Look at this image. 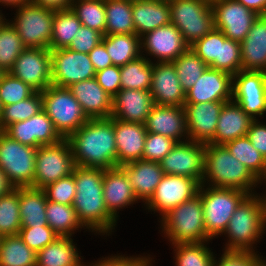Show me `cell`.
<instances>
[{"label": "cell", "instance_id": "1", "mask_svg": "<svg viewBox=\"0 0 266 266\" xmlns=\"http://www.w3.org/2000/svg\"><path fill=\"white\" fill-rule=\"evenodd\" d=\"M67 140L76 166L103 170L118 167L114 118L89 119Z\"/></svg>", "mask_w": 266, "mask_h": 266}, {"label": "cell", "instance_id": "2", "mask_svg": "<svg viewBox=\"0 0 266 266\" xmlns=\"http://www.w3.org/2000/svg\"><path fill=\"white\" fill-rule=\"evenodd\" d=\"M103 177V169L76 166V194L72 206L82 226L107 233L114 226L116 219L107 210L104 201Z\"/></svg>", "mask_w": 266, "mask_h": 266}, {"label": "cell", "instance_id": "3", "mask_svg": "<svg viewBox=\"0 0 266 266\" xmlns=\"http://www.w3.org/2000/svg\"><path fill=\"white\" fill-rule=\"evenodd\" d=\"M204 175L217 188H233L249 193L258 180L224 145L205 144Z\"/></svg>", "mask_w": 266, "mask_h": 266}, {"label": "cell", "instance_id": "4", "mask_svg": "<svg viewBox=\"0 0 266 266\" xmlns=\"http://www.w3.org/2000/svg\"><path fill=\"white\" fill-rule=\"evenodd\" d=\"M41 95L42 109L63 139H67L89 120L68 87L51 84Z\"/></svg>", "mask_w": 266, "mask_h": 266}, {"label": "cell", "instance_id": "5", "mask_svg": "<svg viewBox=\"0 0 266 266\" xmlns=\"http://www.w3.org/2000/svg\"><path fill=\"white\" fill-rule=\"evenodd\" d=\"M166 234L173 244L198 243L208 240L199 194L172 208L163 217Z\"/></svg>", "mask_w": 266, "mask_h": 266}, {"label": "cell", "instance_id": "6", "mask_svg": "<svg viewBox=\"0 0 266 266\" xmlns=\"http://www.w3.org/2000/svg\"><path fill=\"white\" fill-rule=\"evenodd\" d=\"M207 189L203 192L201 184L198 194L203 206L205 230L210 239L225 232L235 209L249 193L233 188L211 187Z\"/></svg>", "mask_w": 266, "mask_h": 266}, {"label": "cell", "instance_id": "7", "mask_svg": "<svg viewBox=\"0 0 266 266\" xmlns=\"http://www.w3.org/2000/svg\"><path fill=\"white\" fill-rule=\"evenodd\" d=\"M169 5L171 23L189 46L215 28L211 1L173 0Z\"/></svg>", "mask_w": 266, "mask_h": 266}, {"label": "cell", "instance_id": "8", "mask_svg": "<svg viewBox=\"0 0 266 266\" xmlns=\"http://www.w3.org/2000/svg\"><path fill=\"white\" fill-rule=\"evenodd\" d=\"M264 227L261 200L250 194L235 209L228 222L225 231L231 242L227 250L250 251V245L257 240Z\"/></svg>", "mask_w": 266, "mask_h": 266}, {"label": "cell", "instance_id": "9", "mask_svg": "<svg viewBox=\"0 0 266 266\" xmlns=\"http://www.w3.org/2000/svg\"><path fill=\"white\" fill-rule=\"evenodd\" d=\"M37 148L23 145L0 131V168L13 188L31 187Z\"/></svg>", "mask_w": 266, "mask_h": 266}, {"label": "cell", "instance_id": "10", "mask_svg": "<svg viewBox=\"0 0 266 266\" xmlns=\"http://www.w3.org/2000/svg\"><path fill=\"white\" fill-rule=\"evenodd\" d=\"M35 176L32 188L43 189L73 173L76 167L70 143L67 139L53 145H41L35 158Z\"/></svg>", "mask_w": 266, "mask_h": 266}, {"label": "cell", "instance_id": "11", "mask_svg": "<svg viewBox=\"0 0 266 266\" xmlns=\"http://www.w3.org/2000/svg\"><path fill=\"white\" fill-rule=\"evenodd\" d=\"M12 25L26 47L49 49L54 10L28 2L18 9Z\"/></svg>", "mask_w": 266, "mask_h": 266}, {"label": "cell", "instance_id": "12", "mask_svg": "<svg viewBox=\"0 0 266 266\" xmlns=\"http://www.w3.org/2000/svg\"><path fill=\"white\" fill-rule=\"evenodd\" d=\"M214 27L234 41L242 42L259 16L236 0H212Z\"/></svg>", "mask_w": 266, "mask_h": 266}, {"label": "cell", "instance_id": "13", "mask_svg": "<svg viewBox=\"0 0 266 266\" xmlns=\"http://www.w3.org/2000/svg\"><path fill=\"white\" fill-rule=\"evenodd\" d=\"M95 73L89 54L74 52L68 48L51 50L53 85L69 87L76 82L94 78Z\"/></svg>", "mask_w": 266, "mask_h": 266}, {"label": "cell", "instance_id": "14", "mask_svg": "<svg viewBox=\"0 0 266 266\" xmlns=\"http://www.w3.org/2000/svg\"><path fill=\"white\" fill-rule=\"evenodd\" d=\"M9 73L28 84L36 92H42L52 84L51 50L26 47Z\"/></svg>", "mask_w": 266, "mask_h": 266}, {"label": "cell", "instance_id": "15", "mask_svg": "<svg viewBox=\"0 0 266 266\" xmlns=\"http://www.w3.org/2000/svg\"><path fill=\"white\" fill-rule=\"evenodd\" d=\"M204 161L205 144L191 141L177 142L159 163L164 174L186 176L203 184Z\"/></svg>", "mask_w": 266, "mask_h": 266}, {"label": "cell", "instance_id": "16", "mask_svg": "<svg viewBox=\"0 0 266 266\" xmlns=\"http://www.w3.org/2000/svg\"><path fill=\"white\" fill-rule=\"evenodd\" d=\"M232 98L253 119L266 111V72L241 70L233 76Z\"/></svg>", "mask_w": 266, "mask_h": 266}, {"label": "cell", "instance_id": "17", "mask_svg": "<svg viewBox=\"0 0 266 266\" xmlns=\"http://www.w3.org/2000/svg\"><path fill=\"white\" fill-rule=\"evenodd\" d=\"M200 185L193 178L164 174L147 204L151 209L161 211L164 216L172 208L197 195Z\"/></svg>", "mask_w": 266, "mask_h": 266}, {"label": "cell", "instance_id": "18", "mask_svg": "<svg viewBox=\"0 0 266 266\" xmlns=\"http://www.w3.org/2000/svg\"><path fill=\"white\" fill-rule=\"evenodd\" d=\"M3 132L21 144L35 148L53 145L63 139L43 110L29 119L12 123Z\"/></svg>", "mask_w": 266, "mask_h": 266}, {"label": "cell", "instance_id": "19", "mask_svg": "<svg viewBox=\"0 0 266 266\" xmlns=\"http://www.w3.org/2000/svg\"><path fill=\"white\" fill-rule=\"evenodd\" d=\"M233 76L208 67L185 92V103L227 102L232 100Z\"/></svg>", "mask_w": 266, "mask_h": 266}, {"label": "cell", "instance_id": "20", "mask_svg": "<svg viewBox=\"0 0 266 266\" xmlns=\"http://www.w3.org/2000/svg\"><path fill=\"white\" fill-rule=\"evenodd\" d=\"M225 102L185 103L187 133L192 141L209 144L217 129L220 111Z\"/></svg>", "mask_w": 266, "mask_h": 266}, {"label": "cell", "instance_id": "21", "mask_svg": "<svg viewBox=\"0 0 266 266\" xmlns=\"http://www.w3.org/2000/svg\"><path fill=\"white\" fill-rule=\"evenodd\" d=\"M149 91L156 105L184 107L185 91L177 77L173 62L152 64V77Z\"/></svg>", "mask_w": 266, "mask_h": 266}, {"label": "cell", "instance_id": "22", "mask_svg": "<svg viewBox=\"0 0 266 266\" xmlns=\"http://www.w3.org/2000/svg\"><path fill=\"white\" fill-rule=\"evenodd\" d=\"M154 106L149 90L120 89L113 97L111 118L144 124Z\"/></svg>", "mask_w": 266, "mask_h": 266}, {"label": "cell", "instance_id": "23", "mask_svg": "<svg viewBox=\"0 0 266 266\" xmlns=\"http://www.w3.org/2000/svg\"><path fill=\"white\" fill-rule=\"evenodd\" d=\"M68 88L81 105L88 119L109 118L111 116L113 97L98 84L95 77L76 82Z\"/></svg>", "mask_w": 266, "mask_h": 266}, {"label": "cell", "instance_id": "24", "mask_svg": "<svg viewBox=\"0 0 266 266\" xmlns=\"http://www.w3.org/2000/svg\"><path fill=\"white\" fill-rule=\"evenodd\" d=\"M144 37L143 47L160 62H173L190 47L172 23L149 31Z\"/></svg>", "mask_w": 266, "mask_h": 266}, {"label": "cell", "instance_id": "25", "mask_svg": "<svg viewBox=\"0 0 266 266\" xmlns=\"http://www.w3.org/2000/svg\"><path fill=\"white\" fill-rule=\"evenodd\" d=\"M117 166L142 160L147 131L144 124L114 119Z\"/></svg>", "mask_w": 266, "mask_h": 266}, {"label": "cell", "instance_id": "26", "mask_svg": "<svg viewBox=\"0 0 266 266\" xmlns=\"http://www.w3.org/2000/svg\"><path fill=\"white\" fill-rule=\"evenodd\" d=\"M254 120L237 102L231 100L225 102L219 114L214 139L210 143L225 145L234 139L246 136Z\"/></svg>", "mask_w": 266, "mask_h": 266}, {"label": "cell", "instance_id": "27", "mask_svg": "<svg viewBox=\"0 0 266 266\" xmlns=\"http://www.w3.org/2000/svg\"><path fill=\"white\" fill-rule=\"evenodd\" d=\"M144 125L147 132L167 136L177 142H182L178 138L184 131L187 134L184 107L154 104Z\"/></svg>", "mask_w": 266, "mask_h": 266}, {"label": "cell", "instance_id": "28", "mask_svg": "<svg viewBox=\"0 0 266 266\" xmlns=\"http://www.w3.org/2000/svg\"><path fill=\"white\" fill-rule=\"evenodd\" d=\"M244 71L266 72V15H259L240 43Z\"/></svg>", "mask_w": 266, "mask_h": 266}, {"label": "cell", "instance_id": "29", "mask_svg": "<svg viewBox=\"0 0 266 266\" xmlns=\"http://www.w3.org/2000/svg\"><path fill=\"white\" fill-rule=\"evenodd\" d=\"M128 178L137 199L148 201L161 182L164 172L158 162L137 160L119 166Z\"/></svg>", "mask_w": 266, "mask_h": 266}, {"label": "cell", "instance_id": "30", "mask_svg": "<svg viewBox=\"0 0 266 266\" xmlns=\"http://www.w3.org/2000/svg\"><path fill=\"white\" fill-rule=\"evenodd\" d=\"M135 34H143L171 23L170 5L156 0H132ZM142 35V36H141Z\"/></svg>", "mask_w": 266, "mask_h": 266}, {"label": "cell", "instance_id": "31", "mask_svg": "<svg viewBox=\"0 0 266 266\" xmlns=\"http://www.w3.org/2000/svg\"><path fill=\"white\" fill-rule=\"evenodd\" d=\"M103 197L107 210L116 218V210L138 200L126 173L118 166L104 170Z\"/></svg>", "mask_w": 266, "mask_h": 266}, {"label": "cell", "instance_id": "32", "mask_svg": "<svg viewBox=\"0 0 266 266\" xmlns=\"http://www.w3.org/2000/svg\"><path fill=\"white\" fill-rule=\"evenodd\" d=\"M47 197L43 189L19 187V212L22 227L48 226Z\"/></svg>", "mask_w": 266, "mask_h": 266}, {"label": "cell", "instance_id": "33", "mask_svg": "<svg viewBox=\"0 0 266 266\" xmlns=\"http://www.w3.org/2000/svg\"><path fill=\"white\" fill-rule=\"evenodd\" d=\"M72 241L58 236L37 253L36 266H82Z\"/></svg>", "mask_w": 266, "mask_h": 266}, {"label": "cell", "instance_id": "34", "mask_svg": "<svg viewBox=\"0 0 266 266\" xmlns=\"http://www.w3.org/2000/svg\"><path fill=\"white\" fill-rule=\"evenodd\" d=\"M140 37L137 34L104 35L102 42L113 65L123 66L140 57ZM141 43V44H140ZM140 47V48H139Z\"/></svg>", "mask_w": 266, "mask_h": 266}, {"label": "cell", "instance_id": "35", "mask_svg": "<svg viewBox=\"0 0 266 266\" xmlns=\"http://www.w3.org/2000/svg\"><path fill=\"white\" fill-rule=\"evenodd\" d=\"M105 35L134 34L132 0H105Z\"/></svg>", "mask_w": 266, "mask_h": 266}, {"label": "cell", "instance_id": "36", "mask_svg": "<svg viewBox=\"0 0 266 266\" xmlns=\"http://www.w3.org/2000/svg\"><path fill=\"white\" fill-rule=\"evenodd\" d=\"M82 24L74 12L69 9L54 10L50 50L67 48Z\"/></svg>", "mask_w": 266, "mask_h": 266}, {"label": "cell", "instance_id": "37", "mask_svg": "<svg viewBox=\"0 0 266 266\" xmlns=\"http://www.w3.org/2000/svg\"><path fill=\"white\" fill-rule=\"evenodd\" d=\"M257 179L266 178V158L253 147L247 136L239 137L224 145Z\"/></svg>", "mask_w": 266, "mask_h": 266}, {"label": "cell", "instance_id": "38", "mask_svg": "<svg viewBox=\"0 0 266 266\" xmlns=\"http://www.w3.org/2000/svg\"><path fill=\"white\" fill-rule=\"evenodd\" d=\"M37 253L19 235L0 239V266H36Z\"/></svg>", "mask_w": 266, "mask_h": 266}, {"label": "cell", "instance_id": "39", "mask_svg": "<svg viewBox=\"0 0 266 266\" xmlns=\"http://www.w3.org/2000/svg\"><path fill=\"white\" fill-rule=\"evenodd\" d=\"M45 213L48 226L58 236L69 237L71 231L82 226L72 205L47 200Z\"/></svg>", "mask_w": 266, "mask_h": 266}, {"label": "cell", "instance_id": "40", "mask_svg": "<svg viewBox=\"0 0 266 266\" xmlns=\"http://www.w3.org/2000/svg\"><path fill=\"white\" fill-rule=\"evenodd\" d=\"M152 63L142 56L120 66L121 89L149 90Z\"/></svg>", "mask_w": 266, "mask_h": 266}, {"label": "cell", "instance_id": "41", "mask_svg": "<svg viewBox=\"0 0 266 266\" xmlns=\"http://www.w3.org/2000/svg\"><path fill=\"white\" fill-rule=\"evenodd\" d=\"M19 187L0 196V236L18 235L21 229Z\"/></svg>", "mask_w": 266, "mask_h": 266}, {"label": "cell", "instance_id": "42", "mask_svg": "<svg viewBox=\"0 0 266 266\" xmlns=\"http://www.w3.org/2000/svg\"><path fill=\"white\" fill-rule=\"evenodd\" d=\"M42 109L41 92H34L29 98L20 102L2 107L0 115V131L12 123H17L31 118Z\"/></svg>", "mask_w": 266, "mask_h": 266}, {"label": "cell", "instance_id": "43", "mask_svg": "<svg viewBox=\"0 0 266 266\" xmlns=\"http://www.w3.org/2000/svg\"><path fill=\"white\" fill-rule=\"evenodd\" d=\"M25 48L16 28L12 24L3 23L0 26V69L9 72Z\"/></svg>", "mask_w": 266, "mask_h": 266}, {"label": "cell", "instance_id": "44", "mask_svg": "<svg viewBox=\"0 0 266 266\" xmlns=\"http://www.w3.org/2000/svg\"><path fill=\"white\" fill-rule=\"evenodd\" d=\"M173 64L185 92L194 85L205 69L208 68V65L190 47L173 61Z\"/></svg>", "mask_w": 266, "mask_h": 266}, {"label": "cell", "instance_id": "45", "mask_svg": "<svg viewBox=\"0 0 266 266\" xmlns=\"http://www.w3.org/2000/svg\"><path fill=\"white\" fill-rule=\"evenodd\" d=\"M79 5L71 4V10L80 20L82 26L97 30L105 35L106 13L105 0H79Z\"/></svg>", "mask_w": 266, "mask_h": 266}, {"label": "cell", "instance_id": "46", "mask_svg": "<svg viewBox=\"0 0 266 266\" xmlns=\"http://www.w3.org/2000/svg\"><path fill=\"white\" fill-rule=\"evenodd\" d=\"M208 67L229 73L232 76L241 71L240 42L227 38L220 31L219 60H214Z\"/></svg>", "mask_w": 266, "mask_h": 266}, {"label": "cell", "instance_id": "47", "mask_svg": "<svg viewBox=\"0 0 266 266\" xmlns=\"http://www.w3.org/2000/svg\"><path fill=\"white\" fill-rule=\"evenodd\" d=\"M178 266H213L212 253L202 242L176 244Z\"/></svg>", "mask_w": 266, "mask_h": 266}, {"label": "cell", "instance_id": "48", "mask_svg": "<svg viewBox=\"0 0 266 266\" xmlns=\"http://www.w3.org/2000/svg\"><path fill=\"white\" fill-rule=\"evenodd\" d=\"M35 90L9 72L4 73L0 79L1 106L14 104L29 98Z\"/></svg>", "mask_w": 266, "mask_h": 266}, {"label": "cell", "instance_id": "49", "mask_svg": "<svg viewBox=\"0 0 266 266\" xmlns=\"http://www.w3.org/2000/svg\"><path fill=\"white\" fill-rule=\"evenodd\" d=\"M43 190L47 200L72 205L76 194L74 171L69 176L48 184Z\"/></svg>", "mask_w": 266, "mask_h": 266}, {"label": "cell", "instance_id": "50", "mask_svg": "<svg viewBox=\"0 0 266 266\" xmlns=\"http://www.w3.org/2000/svg\"><path fill=\"white\" fill-rule=\"evenodd\" d=\"M176 143L177 141L170 137L147 132L142 160L159 163Z\"/></svg>", "mask_w": 266, "mask_h": 266}, {"label": "cell", "instance_id": "51", "mask_svg": "<svg viewBox=\"0 0 266 266\" xmlns=\"http://www.w3.org/2000/svg\"><path fill=\"white\" fill-rule=\"evenodd\" d=\"M18 235L36 253L58 237L49 226L21 227Z\"/></svg>", "mask_w": 266, "mask_h": 266}, {"label": "cell", "instance_id": "52", "mask_svg": "<svg viewBox=\"0 0 266 266\" xmlns=\"http://www.w3.org/2000/svg\"><path fill=\"white\" fill-rule=\"evenodd\" d=\"M190 48L209 66L214 60H219L220 30L214 28L204 37L195 41Z\"/></svg>", "mask_w": 266, "mask_h": 266}, {"label": "cell", "instance_id": "53", "mask_svg": "<svg viewBox=\"0 0 266 266\" xmlns=\"http://www.w3.org/2000/svg\"><path fill=\"white\" fill-rule=\"evenodd\" d=\"M103 36L104 35L97 30L81 26L78 34L74 36V39L67 48L74 52L88 54L102 41Z\"/></svg>", "mask_w": 266, "mask_h": 266}, {"label": "cell", "instance_id": "54", "mask_svg": "<svg viewBox=\"0 0 266 266\" xmlns=\"http://www.w3.org/2000/svg\"><path fill=\"white\" fill-rule=\"evenodd\" d=\"M253 251L226 250L219 264L214 262L213 266H262L264 261L258 258Z\"/></svg>", "mask_w": 266, "mask_h": 266}, {"label": "cell", "instance_id": "55", "mask_svg": "<svg viewBox=\"0 0 266 266\" xmlns=\"http://www.w3.org/2000/svg\"><path fill=\"white\" fill-rule=\"evenodd\" d=\"M98 84L114 97L121 89L120 66H110L95 73Z\"/></svg>", "mask_w": 266, "mask_h": 266}, {"label": "cell", "instance_id": "56", "mask_svg": "<svg viewBox=\"0 0 266 266\" xmlns=\"http://www.w3.org/2000/svg\"><path fill=\"white\" fill-rule=\"evenodd\" d=\"M253 147L266 158V125L256 123V119L251 123L246 135Z\"/></svg>", "mask_w": 266, "mask_h": 266}, {"label": "cell", "instance_id": "57", "mask_svg": "<svg viewBox=\"0 0 266 266\" xmlns=\"http://www.w3.org/2000/svg\"><path fill=\"white\" fill-rule=\"evenodd\" d=\"M88 54L96 72L113 66L111 58L102 41L97 44Z\"/></svg>", "mask_w": 266, "mask_h": 266}, {"label": "cell", "instance_id": "58", "mask_svg": "<svg viewBox=\"0 0 266 266\" xmlns=\"http://www.w3.org/2000/svg\"><path fill=\"white\" fill-rule=\"evenodd\" d=\"M150 261L143 258H124V257H112L107 260H103L93 266H149Z\"/></svg>", "mask_w": 266, "mask_h": 266}, {"label": "cell", "instance_id": "59", "mask_svg": "<svg viewBox=\"0 0 266 266\" xmlns=\"http://www.w3.org/2000/svg\"><path fill=\"white\" fill-rule=\"evenodd\" d=\"M74 0H30L29 2L52 10L69 9Z\"/></svg>", "mask_w": 266, "mask_h": 266}, {"label": "cell", "instance_id": "60", "mask_svg": "<svg viewBox=\"0 0 266 266\" xmlns=\"http://www.w3.org/2000/svg\"><path fill=\"white\" fill-rule=\"evenodd\" d=\"M258 15H266V0H236Z\"/></svg>", "mask_w": 266, "mask_h": 266}, {"label": "cell", "instance_id": "61", "mask_svg": "<svg viewBox=\"0 0 266 266\" xmlns=\"http://www.w3.org/2000/svg\"><path fill=\"white\" fill-rule=\"evenodd\" d=\"M12 188H13L12 185L9 183L6 175L4 174L2 169L0 168V196L7 193Z\"/></svg>", "mask_w": 266, "mask_h": 266}, {"label": "cell", "instance_id": "62", "mask_svg": "<svg viewBox=\"0 0 266 266\" xmlns=\"http://www.w3.org/2000/svg\"><path fill=\"white\" fill-rule=\"evenodd\" d=\"M30 0H0V2L11 5H17V6H22L23 4L28 3Z\"/></svg>", "mask_w": 266, "mask_h": 266}, {"label": "cell", "instance_id": "63", "mask_svg": "<svg viewBox=\"0 0 266 266\" xmlns=\"http://www.w3.org/2000/svg\"><path fill=\"white\" fill-rule=\"evenodd\" d=\"M261 204H262V210H263V218H264V225L266 223V198L265 200L260 198Z\"/></svg>", "mask_w": 266, "mask_h": 266}, {"label": "cell", "instance_id": "64", "mask_svg": "<svg viewBox=\"0 0 266 266\" xmlns=\"http://www.w3.org/2000/svg\"><path fill=\"white\" fill-rule=\"evenodd\" d=\"M156 1L168 2V3H170V2L173 1V0H156Z\"/></svg>", "mask_w": 266, "mask_h": 266}, {"label": "cell", "instance_id": "65", "mask_svg": "<svg viewBox=\"0 0 266 266\" xmlns=\"http://www.w3.org/2000/svg\"><path fill=\"white\" fill-rule=\"evenodd\" d=\"M5 72L0 69V79Z\"/></svg>", "mask_w": 266, "mask_h": 266}, {"label": "cell", "instance_id": "66", "mask_svg": "<svg viewBox=\"0 0 266 266\" xmlns=\"http://www.w3.org/2000/svg\"><path fill=\"white\" fill-rule=\"evenodd\" d=\"M2 20L3 19H2L1 15H0V26L4 23Z\"/></svg>", "mask_w": 266, "mask_h": 266}, {"label": "cell", "instance_id": "67", "mask_svg": "<svg viewBox=\"0 0 266 266\" xmlns=\"http://www.w3.org/2000/svg\"><path fill=\"white\" fill-rule=\"evenodd\" d=\"M1 110H2V106H1V102H0V115H1Z\"/></svg>", "mask_w": 266, "mask_h": 266}]
</instances>
